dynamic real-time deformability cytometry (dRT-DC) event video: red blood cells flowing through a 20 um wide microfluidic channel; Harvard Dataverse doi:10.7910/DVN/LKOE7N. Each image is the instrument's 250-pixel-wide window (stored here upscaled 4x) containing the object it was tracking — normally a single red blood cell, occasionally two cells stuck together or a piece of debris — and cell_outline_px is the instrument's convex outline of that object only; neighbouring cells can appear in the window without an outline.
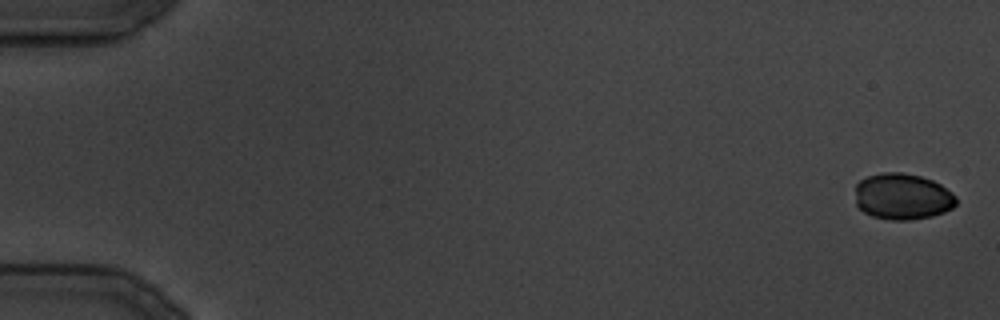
{"species": "common noctule bat (a hibernating species)", "species_latin": "Nyctalus noctula", "temperature_condition": "cold", "stored_images_in_passage": 31, "camera_frame_rate_fps": 3000, "um_per_image_px": 0.085, "animal": {"sex": "male", "body_mass_g": 19.5, "forearm_length_mm": 54.6}, "frame": {"image": 1, "passage_image": 1, "time_ms": 0.0, "image_size_px": [1000, 320], "cell_outline_px": [[956, 204], [952, 208], [944, 212], [932, 216], [912, 220], [892, 220], [872, 216], [864, 212], [856, 204], [856, 184], [860, 180], [868, 176], [880, 172], [900, 172], [920, 176], [932, 180], [940, 184], [952, 192], [956, 196]], "centroid_in_image_um": [76.71, 16.7], "position_along_channel_um": 8.3, "area_um2": 27.34}}
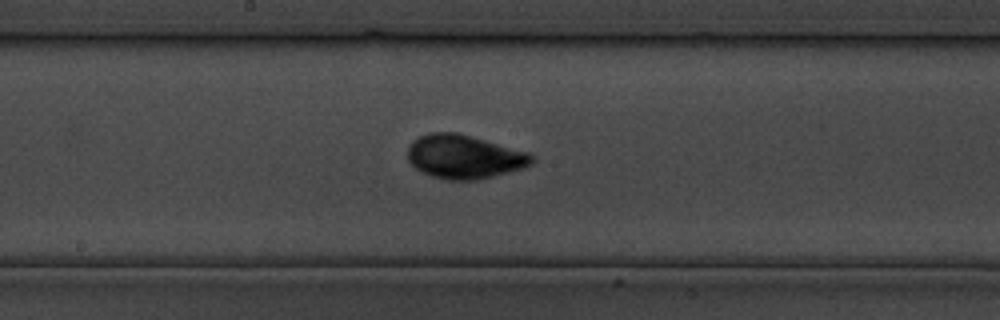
{"frame": {"image": 2, "passage_image": 19, "time_ms": 22.333, "image_size_px": [1000, 320], "cell_outline_px": [[536, 160], [532, 164], [524, 168], [480, 180], [444, 180], [432, 176], [416, 168], [408, 160], [408, 144], [412, 140], [428, 132], [456, 132], [528, 152]], "centroid_in_image_um": [39.46, 13.33], "position_along_channel_um": 208.7, "area_um2": 31.79}}
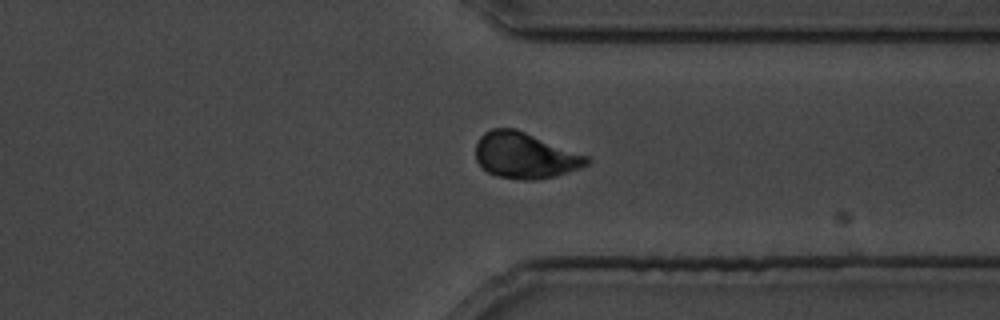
{"frame": {"image": 3, "passage_image": 27, "time_ms": 32.333, "image_size_px": [1000, 320], "cell_outline_px": [[592, 160], [588, 164], [580, 168], [556, 176], [536, 180], [520, 180], [496, 176], [488, 172], [476, 160], [476, 144], [480, 136], [484, 132], [492, 128], [516, 128], [588, 156]], "centroid_in_image_um": [44.63, 13.22], "position_along_channel_um": 366.8, "area_um2": 29.88}}